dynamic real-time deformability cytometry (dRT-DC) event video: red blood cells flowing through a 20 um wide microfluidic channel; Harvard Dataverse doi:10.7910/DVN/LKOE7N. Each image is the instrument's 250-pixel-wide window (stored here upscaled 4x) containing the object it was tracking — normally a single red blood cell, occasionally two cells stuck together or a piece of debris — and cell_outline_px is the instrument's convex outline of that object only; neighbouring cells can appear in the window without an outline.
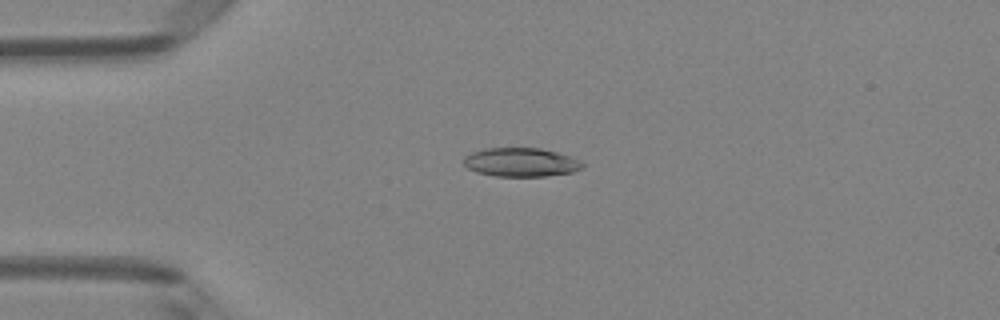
{"species": "Egyptian fruit bat (a non-hibernating species)", "species_latin": "Rousettus aegyptiacus", "temperature_condition": "room temperature", "stored_images_in_passage": 5, "camera_frame_rate_fps": 3000, "um_per_image_px": 0.085, "animal": {"sex": "female"}, "frame": {"image": 1, "passage_image": 4, "time_ms": 1.0, "image_size_px": [1000, 320], "cell_outline_px": [[584, 168], [572, 172], [548, 176], [496, 176], [476, 172], [468, 168], [464, 164], [464, 156], [472, 152], [484, 148], [540, 148], [572, 156], [580, 160], [584, 164]], "centroid_in_image_um": [44.3, 13.79], "position_along_channel_um": 40.7, "area_um2": 20.06}}